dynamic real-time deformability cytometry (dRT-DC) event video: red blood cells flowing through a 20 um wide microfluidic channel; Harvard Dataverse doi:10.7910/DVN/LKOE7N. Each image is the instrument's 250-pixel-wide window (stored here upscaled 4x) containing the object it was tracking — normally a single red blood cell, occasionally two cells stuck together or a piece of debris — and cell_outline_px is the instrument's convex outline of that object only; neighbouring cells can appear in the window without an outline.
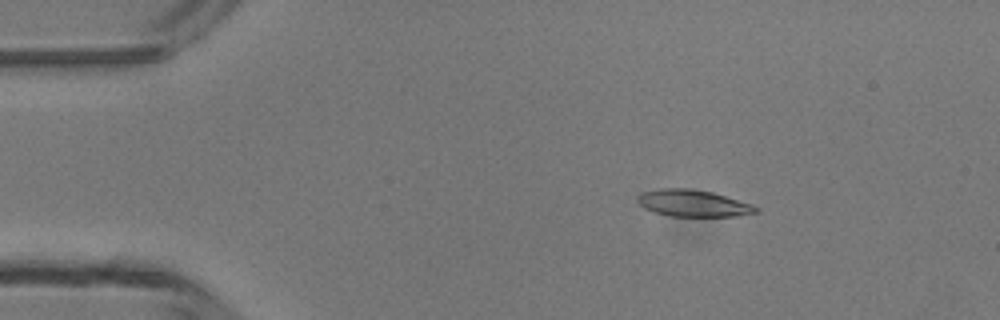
{"species": "common noctule bat (a hibernating species)", "species_latin": "Nyctalus noctula", "temperature_condition": "room temperature", "stored_images_in_passage": 5, "camera_frame_rate_fps": 3000, "um_per_image_px": 0.085, "animal": {"sex": "male", "body_mass_g": 13.3}, "frame": {"image": 1, "passage_image": 2, "time_ms": 1.333, "image_size_px": [1000, 320], "cell_outline_px": [[760, 212], [736, 216], [672, 216], [656, 212], [644, 208], [636, 200], [636, 196], [640, 192], [660, 188], [688, 188], [712, 192], [752, 204], [760, 208]], "centroid_in_image_um": [58.91, 17.27], "position_along_channel_um": 26.1, "area_um2": 18.55}}
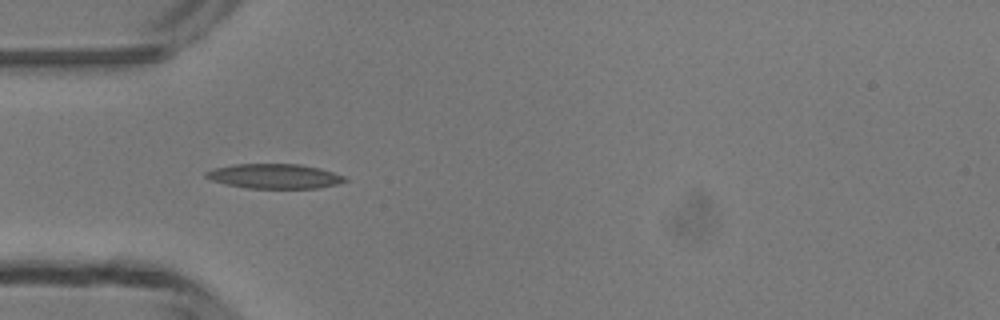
{"frame": {"image": 2, "passage_image": 4, "time_ms": 3.667, "image_size_px": [1000, 320], "cell_outline_px": [[348, 180], [336, 184], [320, 188], [244, 188], [224, 184], [208, 180], [204, 176], [204, 172], [212, 168], [236, 164], [300, 164], [320, 168], [344, 176]], "centroid_in_image_um": [23.26, 14.98], "position_along_channel_um": 61.7, "area_um2": 20.17}}
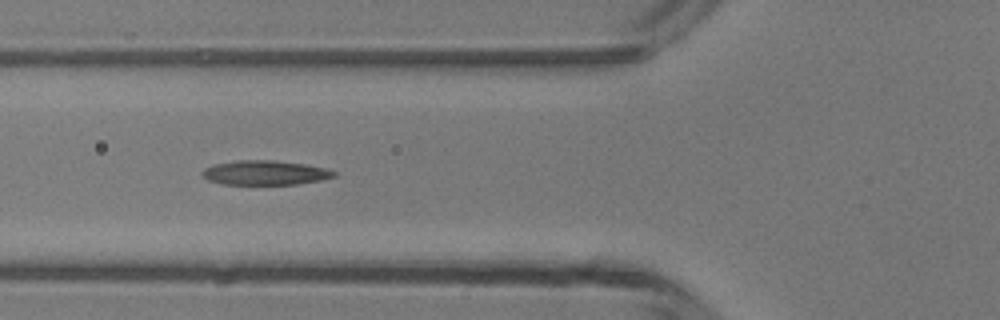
{"frame": {"image": 3, "passage_image": 5, "time_ms": 4.667, "image_size_px": [1000, 320], "cell_outline_px": [[336, 176], [320, 180], [296, 184], [224, 184], [208, 180], [200, 176], [200, 172], [204, 168], [216, 164], [236, 160], [272, 160], [304, 164], [324, 168], [336, 172]], "centroid_in_image_um": [22.48, 14.68], "position_along_channel_um": 103.3, "area_um2": 18.67}}